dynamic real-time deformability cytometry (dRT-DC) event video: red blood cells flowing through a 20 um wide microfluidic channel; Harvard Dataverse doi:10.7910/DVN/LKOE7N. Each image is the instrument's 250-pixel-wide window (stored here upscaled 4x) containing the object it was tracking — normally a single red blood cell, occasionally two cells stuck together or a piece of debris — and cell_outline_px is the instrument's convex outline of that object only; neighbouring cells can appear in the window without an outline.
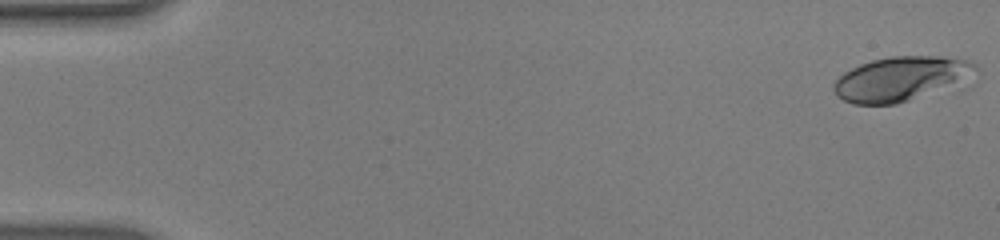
{"species": "human", "species_latin": "Homo sapiens", "temperature_condition": "warm", "stored_images_in_passage": 53, "camera_frame_rate_fps": 3000, "um_per_image_px": 0.085, "donor": {"sex": "male"}, "frame": {"image": 1, "passage_image": 1, "time_ms": 0.0, "image_size_px": [1000, 240], "cell_outline_px": [[980, 72], [976, 84], [960, 92], [896, 104], [852, 104], [836, 96], [832, 88], [832, 84], [844, 72], [860, 64], [872, 60], [888, 56], [940, 56], [968, 60], [976, 64]], "centroid_in_image_um": [76.92, 6.75], "position_along_channel_um": 8.1, "area_um2": 40.0}}
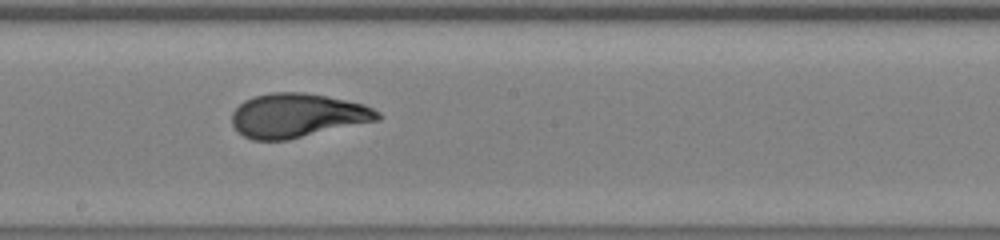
{"frame": {"image": 2, "passage_image": 30, "time_ms": 9.667, "image_size_px": [1000, 240], "cell_outline_px": [[384, 116], [380, 120], [288, 140], [252, 140], [236, 132], [232, 124], [232, 112], [244, 100], [252, 96], [272, 92], [304, 92], [328, 96], [364, 104], [380, 112]], "centroid_in_image_um": [25.28, 9.82], "position_along_channel_um": 222.9, "area_um2": 37.86}}
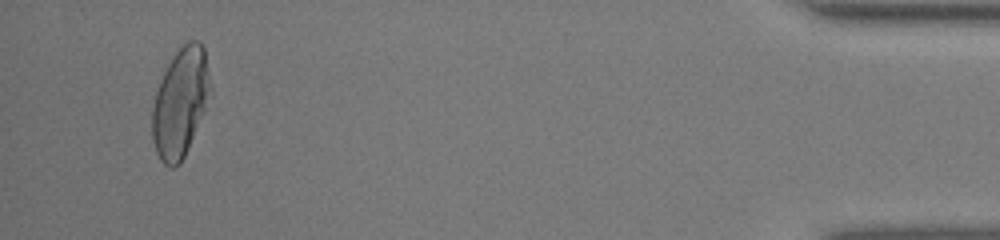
{"frame": {"image": 3, "passage_image": 51, "time_ms": 16.667, "image_size_px": [1000, 240], "cell_outline_px": [[212, 92], [204, 112], [184, 156], [180, 164], [172, 168], [164, 164], [160, 160], [156, 152], [152, 140], [152, 108], [156, 92], [160, 80], [168, 64], [176, 52], [188, 40], [196, 40], [204, 48], [212, 88]], "centroid_in_image_um": [15.33, 8.73], "position_along_channel_um": 419.9, "area_um2": 36.82}, "authors_computed_cell_mechanics": {"area_um2": 36.3562, "velocity_mm_per_s": 3.8839, "shape_relaxation_time_tau1_ms": 6.3213, "shape_relaxation_time_tau2_ms": null, "deformation_change_tau1": 0.2742, "deformation_change_tau2": null}}